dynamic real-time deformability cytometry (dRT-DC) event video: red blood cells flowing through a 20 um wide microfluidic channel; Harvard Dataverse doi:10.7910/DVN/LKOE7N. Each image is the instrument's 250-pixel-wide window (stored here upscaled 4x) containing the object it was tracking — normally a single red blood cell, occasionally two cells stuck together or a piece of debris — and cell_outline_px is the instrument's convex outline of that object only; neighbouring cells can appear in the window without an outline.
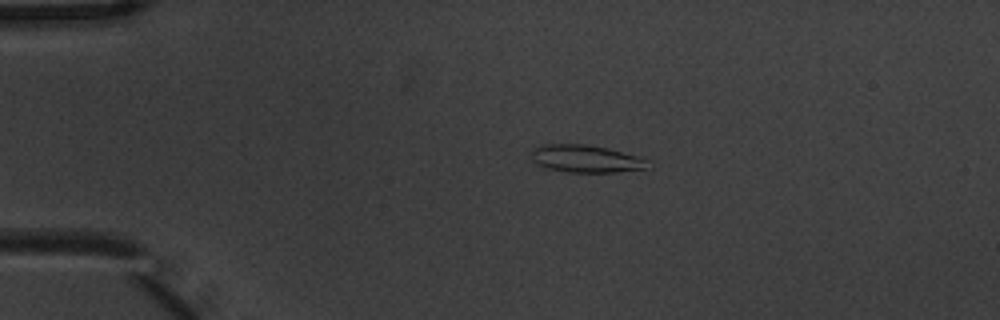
{"species": "common noctule bat (a hibernating species)", "species_latin": "Nyctalus noctula", "temperature_condition": "warm", "stored_images_in_passage": 3, "camera_frame_rate_fps": 3000, "um_per_image_px": 0.085, "animal": {"sex": "male", "body_mass_g": 20.1, "forearm_length_mm": 53.5}, "frame": {"image": 1, "passage_image": 1, "time_ms": 0.0, "image_size_px": [1000, 320], "cell_outline_px": [[652, 160], [648, 168], [616, 172], [568, 172], [544, 168], [532, 160], [528, 152], [532, 148], [544, 144], [588, 144], [608, 148]], "centroid_in_image_um": [49.78, 13.49], "position_along_channel_um": 35.2, "area_um2": 19.07}}
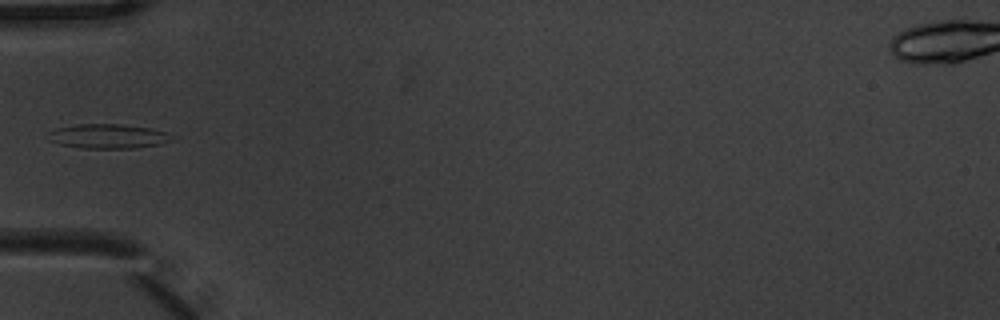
{"frame": {"image": 2, "passage_image": 3, "time_ms": 0.667, "image_size_px": [1000, 320], "cell_outline_px": [[172, 140], [160, 144], [136, 148], [80, 148], [60, 144], [44, 136], [48, 132], [56, 128], [76, 124], [120, 124], [152, 128], [168, 132], [172, 136]], "centroid_in_image_um": [9.18, 11.57], "position_along_channel_um": 75.8, "area_um2": 17.74}}